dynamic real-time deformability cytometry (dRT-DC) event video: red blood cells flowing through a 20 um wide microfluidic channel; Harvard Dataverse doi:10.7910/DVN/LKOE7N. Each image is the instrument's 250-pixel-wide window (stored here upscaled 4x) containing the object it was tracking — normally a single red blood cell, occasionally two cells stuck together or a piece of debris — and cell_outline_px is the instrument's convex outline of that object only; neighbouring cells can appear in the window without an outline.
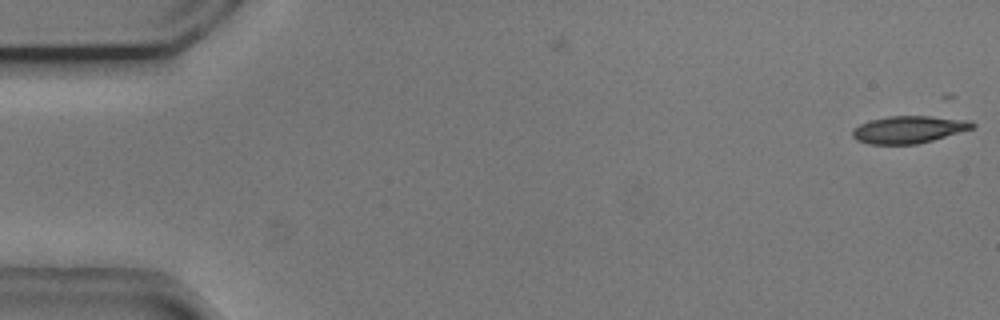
{"species": "common noctule bat (a hibernating species)", "species_latin": "Nyctalus noctula", "temperature_condition": "cold", "stored_images_in_passage": 3, "camera_frame_rate_fps": 3000, "um_per_image_px": 0.085, "animal": {"sex": "male", "body_mass_g": 20.5, "forearm_length_mm": 52.5}, "frame": {"image": 1, "passage_image": 3, "time_ms": 0.667, "image_size_px": [1000, 320], "cell_outline_px": [[976, 128], [932, 140], [916, 144], [868, 144], [856, 140], [852, 136], [852, 128], [860, 124], [872, 120], [888, 116], [928, 116], [972, 120], [976, 124]], "centroid_in_image_um": [77.27, 11.01], "position_along_channel_um": 7.7, "area_um2": 19.19}}